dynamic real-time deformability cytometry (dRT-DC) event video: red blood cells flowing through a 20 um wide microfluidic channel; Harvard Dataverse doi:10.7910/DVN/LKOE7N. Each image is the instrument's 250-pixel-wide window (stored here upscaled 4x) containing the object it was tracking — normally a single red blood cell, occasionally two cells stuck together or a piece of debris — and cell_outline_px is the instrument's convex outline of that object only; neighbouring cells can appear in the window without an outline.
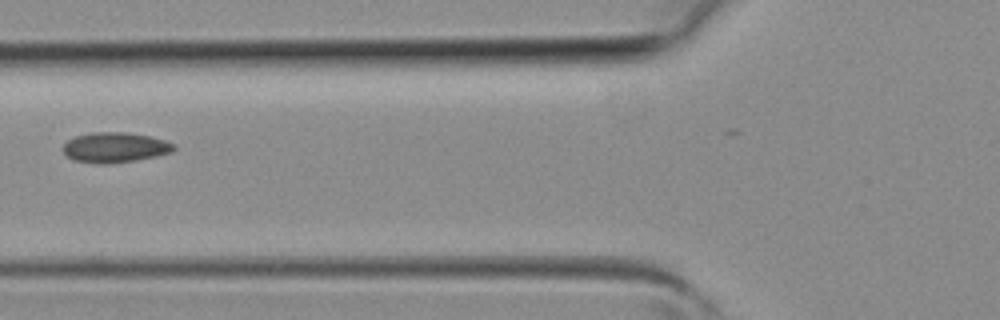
{"species": "common noctule bat (a hibernating species)", "species_latin": "Nyctalus noctula", "temperature_condition": "room temperature", "stored_images_in_passage": 2, "camera_frame_rate_fps": 3000, "um_per_image_px": 0.085, "animal": {"sex": "female", "body_mass_g": 19.3, "forearm_length_mm": 54.1}, "frame": {"image": 1, "passage_image": 2, "time_ms": 0.333, "image_size_px": [1000, 320], "cell_outline_px": [[176, 148], [172, 152], [156, 156], [136, 160], [108, 164], [96, 164], [72, 160], [64, 156], [64, 144], [68, 140], [76, 136], [92, 132], [124, 132], [148, 136], [164, 140], [176, 144]], "centroid_in_image_um": [9.76, 12.54], "position_along_channel_um": 116.0, "area_um2": 19.59}}